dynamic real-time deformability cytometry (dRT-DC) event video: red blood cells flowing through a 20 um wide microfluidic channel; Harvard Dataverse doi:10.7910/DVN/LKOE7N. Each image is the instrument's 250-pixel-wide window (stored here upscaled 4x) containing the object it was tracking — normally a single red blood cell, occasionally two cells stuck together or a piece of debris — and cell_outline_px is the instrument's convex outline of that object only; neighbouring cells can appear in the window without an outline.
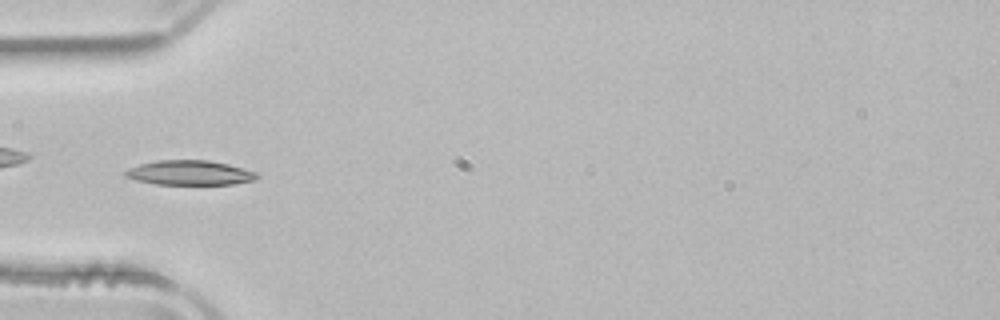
{"species": "common noctule bat (a hibernating species)", "species_latin": "Nyctalus noctula", "temperature_condition": "room temperature", "stored_images_in_passage": 3, "camera_frame_rate_fps": 3000, "um_per_image_px": 0.085, "animal": {"sex": "male", "body_mass_g": 21.5, "forearm_length_mm": 52.0}, "frame": {"image": 1, "passage_image": 3, "time_ms": 0.667, "image_size_px": [1000, 320], "cell_outline_px": [[260, 176], [252, 180], [232, 184], [156, 184], [136, 180], [124, 176], [124, 172], [128, 168], [140, 164], [156, 160], [208, 160], [228, 164], [256, 172]], "centroid_in_image_um": [16.09, 14.68], "position_along_channel_um": 68.9, "area_um2": 18.79}}